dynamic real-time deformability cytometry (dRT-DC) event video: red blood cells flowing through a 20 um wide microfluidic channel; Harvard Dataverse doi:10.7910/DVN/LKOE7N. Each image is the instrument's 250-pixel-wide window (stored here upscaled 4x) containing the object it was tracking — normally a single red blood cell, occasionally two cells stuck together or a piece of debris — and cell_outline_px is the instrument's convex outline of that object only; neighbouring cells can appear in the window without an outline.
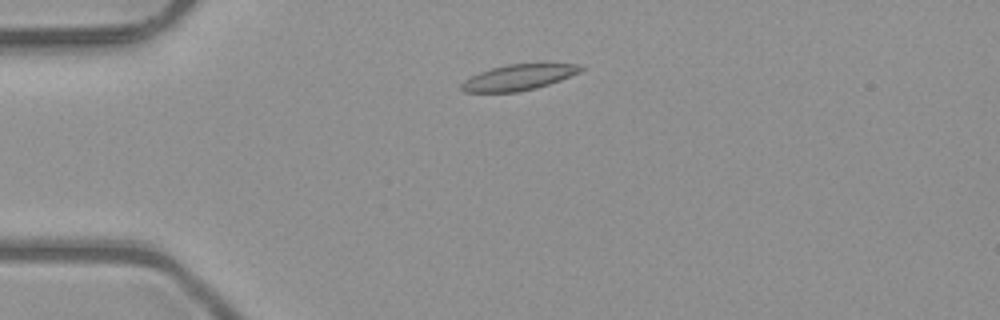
{"species": "common noctule bat (a hibernating species)", "species_latin": "Nyctalus noctula", "temperature_condition": "room temperature", "stored_images_in_passage": 3, "camera_frame_rate_fps": 3000, "um_per_image_px": 0.085, "animal": {"sex": "male", "body_mass_g": 23.1, "forearm_length_mm": 52.7}, "frame": {"image": 1, "passage_image": 3, "time_ms": 0.667, "image_size_px": [1000, 320], "cell_outline_px": [[588, 68], [580, 72], [560, 80], [536, 88], [516, 92], [464, 92], [460, 88], [460, 84], [464, 80], [480, 72], [492, 68], [508, 64], [580, 64]], "centroid_in_image_um": [44.09, 6.57], "position_along_channel_um": 40.9, "area_um2": 17.8}}